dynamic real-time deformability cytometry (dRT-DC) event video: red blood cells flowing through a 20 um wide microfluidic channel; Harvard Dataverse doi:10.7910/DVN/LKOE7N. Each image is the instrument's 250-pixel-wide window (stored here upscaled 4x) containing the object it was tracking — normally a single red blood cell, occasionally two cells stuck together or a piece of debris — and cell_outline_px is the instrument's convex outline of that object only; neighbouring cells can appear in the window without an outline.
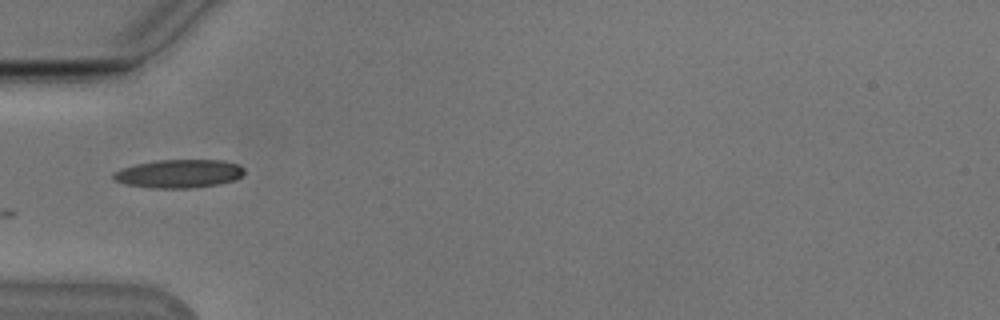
{"species": "Egyptian fruit bat (a non-hibernating species)", "species_latin": "Rousettus aegyptiacus", "temperature_condition": "cold", "stored_images_in_passage": 37, "camera_frame_rate_fps": 3000, "um_per_image_px": 0.085, "animal": {"sex": "male"}, "frame": {"image": 1, "passage_image": 1, "time_ms": 0.0, "image_size_px": [1000, 320], "cell_outline_px": [[244, 172], [236, 180], [220, 184], [192, 188], [152, 188], [124, 184], [112, 180], [112, 172], [136, 164], [156, 160], [224, 160], [236, 164], [244, 168]], "centroid_in_image_um": [15.19, 14.77], "position_along_channel_um": 69.8, "area_um2": 21.79}}
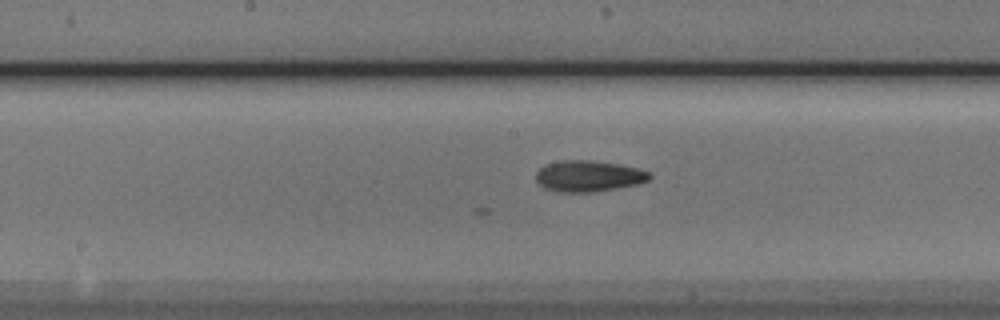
{"frame": {"image": 2, "passage_image": 11, "time_ms": 3.333, "image_size_px": [1000, 320], "cell_outline_px": [[652, 176], [648, 180], [640, 184], [596, 192], [556, 192], [544, 188], [536, 180], [536, 172], [540, 168], [548, 164], [560, 160], [592, 160], [640, 168], [648, 172]], "centroid_in_image_um": [50.04, 14.98], "position_along_channel_um": 198.2, "area_um2": 20.75}}
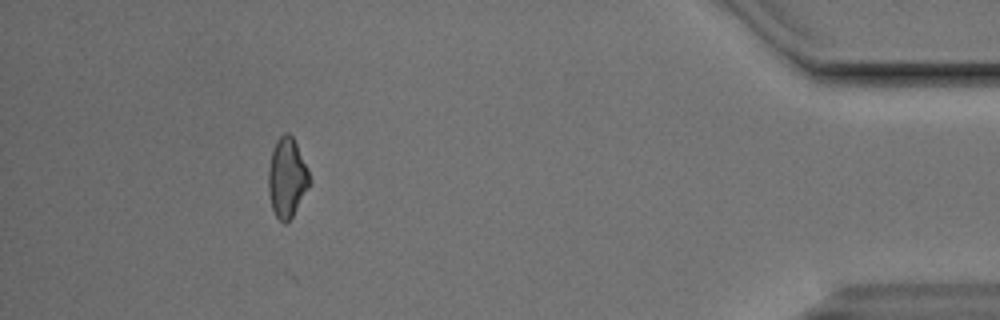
{"frame": {"image": 3, "passage_image": 32, "time_ms": 10.333, "image_size_px": [1000, 320], "cell_outline_px": [[312, 180], [292, 216], [284, 224], [276, 216], [272, 208], [268, 192], [268, 168], [272, 152], [276, 140], [284, 132], [288, 132], [292, 136], [308, 168]], "centroid_in_image_um": [24.39, 15.08], "position_along_channel_um": 410.8, "area_um2": 18.96}}